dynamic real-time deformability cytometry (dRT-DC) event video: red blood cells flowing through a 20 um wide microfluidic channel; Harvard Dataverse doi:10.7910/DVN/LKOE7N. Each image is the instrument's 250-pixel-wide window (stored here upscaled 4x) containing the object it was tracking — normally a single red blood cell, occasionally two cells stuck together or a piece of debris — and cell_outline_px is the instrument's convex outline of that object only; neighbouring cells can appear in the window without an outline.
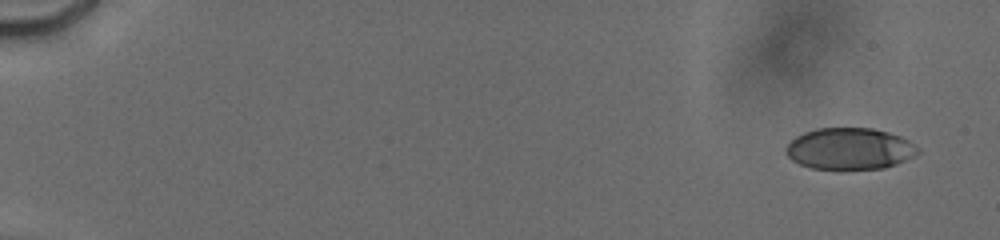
{"species": "human", "species_latin": "Homo sapiens", "temperature_condition": "cold", "stored_images_in_passage": 25, "camera_frame_rate_fps": 3000, "um_per_image_px": 0.085, "donor": {"sex": "male"}, "frame": {"image": 1, "passage_image": 2, "time_ms": 1.0, "image_size_px": [1000, 240], "cell_outline_px": [[920, 152], [896, 164], [884, 168], [812, 168], [800, 164], [792, 160], [784, 152], [784, 148], [796, 136], [804, 132], [816, 128], [872, 128], [888, 132], [900, 136], [908, 140], [920, 148]], "centroid_in_image_um": [72.21, 12.62], "position_along_channel_um": 12.8, "area_um2": 31.73}}
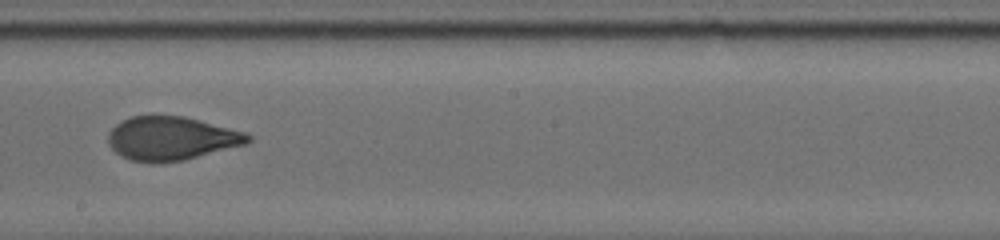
{"frame": {"image": 2, "passage_image": 18, "time_ms": 11.333, "image_size_px": [1000, 240], "cell_outline_px": [[252, 140], [248, 144], [184, 160], [156, 164], [152, 164], [132, 160], [120, 156], [108, 144], [108, 132], [116, 124], [132, 116], [184, 116], [244, 132], [252, 136]], "centroid_in_image_um": [14.56, 11.79], "position_along_channel_um": 233.6, "area_um2": 35.66}}
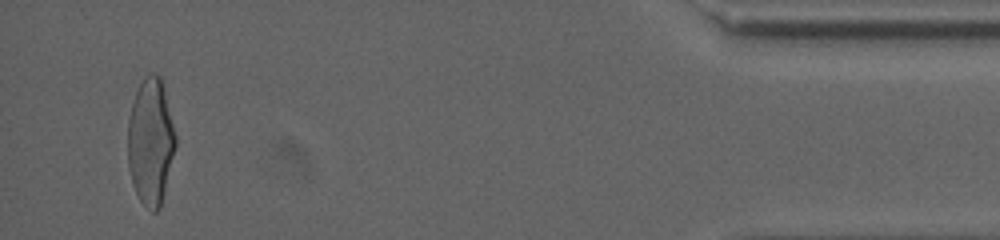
{"frame": {"image": 3, "passage_image": 25, "time_ms": 18.0, "image_size_px": [1000, 240], "cell_outline_px": [[176, 144], [160, 208], [156, 212], [152, 212], [140, 200], [132, 184], [128, 164], [128, 120], [132, 104], [136, 92], [144, 76], [152, 72], [156, 72], [160, 76], [164, 88], [176, 136]], "centroid_in_image_um": [12.8, 12.02], "position_along_channel_um": 422.4, "area_um2": 35.03}, "authors_computed_cell_mechanics": {"area_um2": 35.0268, "velocity_mm_per_s": 3.8161, "shape_relaxation_time_tau1_ms": 7.4695, "shape_relaxation_time_tau2_ms": 1.1403, "deformation_change_tau1": 0.2315, "deformation_change_tau2": 0.0792}}